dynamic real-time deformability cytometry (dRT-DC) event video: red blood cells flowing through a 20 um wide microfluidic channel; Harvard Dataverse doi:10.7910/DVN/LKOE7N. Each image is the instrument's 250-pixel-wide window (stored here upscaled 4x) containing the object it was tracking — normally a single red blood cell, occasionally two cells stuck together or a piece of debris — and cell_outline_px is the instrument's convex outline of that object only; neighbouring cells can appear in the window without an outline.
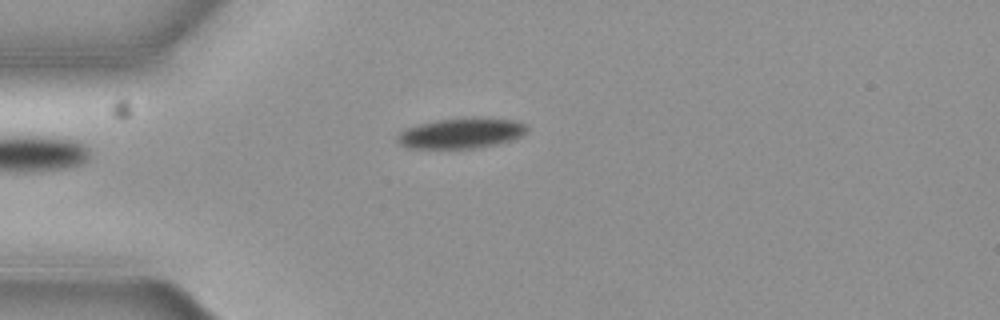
{"species": "common noctule bat (a hibernating species)", "species_latin": "Nyctalus noctula", "temperature_condition": "cold", "stored_images_in_passage": 5, "camera_frame_rate_fps": 3000, "um_per_image_px": 0.085, "animal": {"sex": "female", "body_mass_g": 19.3, "forearm_length_mm": 54.1}, "frame": {"image": 1, "passage_image": 1, "time_ms": 0.0, "image_size_px": [1000, 320], "cell_outline_px": [[528, 128], [520, 136], [496, 144], [476, 148], [408, 148], [400, 144], [396, 140], [396, 136], [400, 132], [416, 124], [436, 120], [472, 116], [476, 116], [516, 120], [528, 124]], "centroid_in_image_um": [39.2, 11.29], "position_along_channel_um": 45.8, "area_um2": 23.24}}
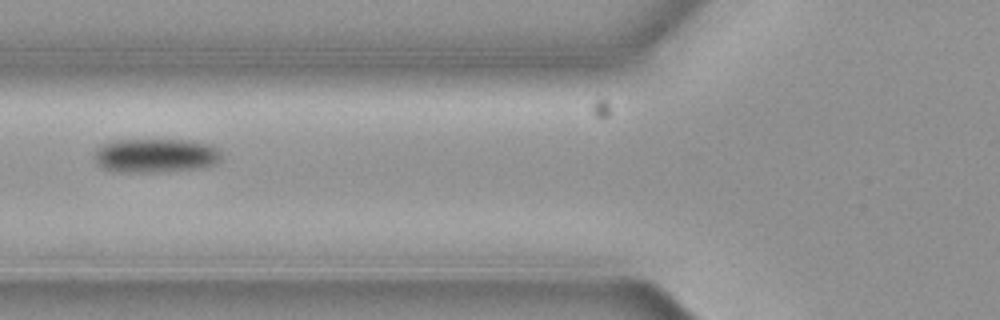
{"frame": {"image": 2, "passage_image": 3, "time_ms": 0.667, "image_size_px": [1000, 320], "cell_outline_px": [[220, 160], [216, 164], [204, 168], [156, 172], [116, 172], [100, 168], [96, 164], [92, 156], [96, 148], [100, 144], [112, 140], [188, 140], [208, 144], [216, 148], [220, 152]], "centroid_in_image_um": [13.14, 13.23], "position_along_channel_um": 112.7, "area_um2": 25.72}}
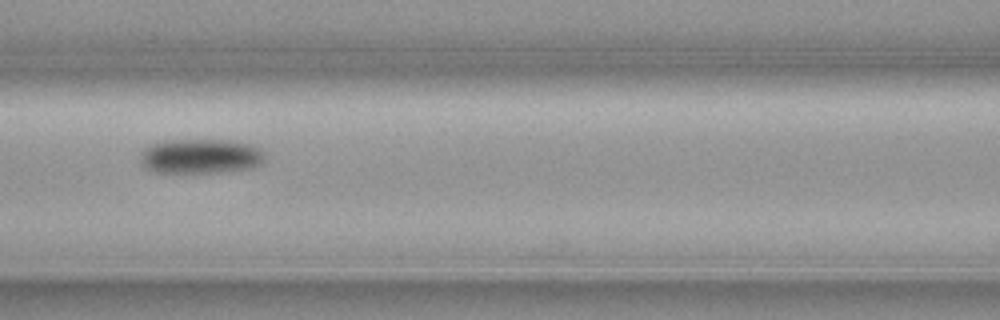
{"frame": {"image": 3, "passage_image": 4, "time_ms": 1.0, "image_size_px": [1000, 320], "cell_outline_px": [[264, 156], [260, 164], [244, 168], [212, 172], [156, 172], [144, 168], [140, 164], [140, 152], [144, 148], [152, 144], [164, 140], [232, 140], [248, 144], [260, 148]], "centroid_in_image_um": [16.95, 13.26], "position_along_channel_um": 149.6, "area_um2": 24.91}}